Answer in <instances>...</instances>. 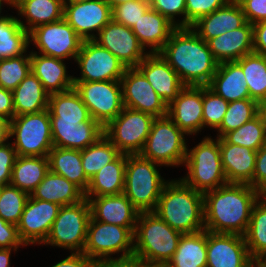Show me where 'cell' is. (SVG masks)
<instances>
[{"mask_svg": "<svg viewBox=\"0 0 266 267\" xmlns=\"http://www.w3.org/2000/svg\"><path fill=\"white\" fill-rule=\"evenodd\" d=\"M16 157L13 144L8 141L0 145V188L10 184Z\"/></svg>", "mask_w": 266, "mask_h": 267, "instance_id": "cell-50", "label": "cell"}, {"mask_svg": "<svg viewBox=\"0 0 266 267\" xmlns=\"http://www.w3.org/2000/svg\"><path fill=\"white\" fill-rule=\"evenodd\" d=\"M185 135L168 116L156 117L140 155L162 166L182 165L189 150Z\"/></svg>", "mask_w": 266, "mask_h": 267, "instance_id": "cell-8", "label": "cell"}, {"mask_svg": "<svg viewBox=\"0 0 266 267\" xmlns=\"http://www.w3.org/2000/svg\"><path fill=\"white\" fill-rule=\"evenodd\" d=\"M54 147L82 150L94 144L104 128L97 121L82 123H51Z\"/></svg>", "mask_w": 266, "mask_h": 267, "instance_id": "cell-27", "label": "cell"}, {"mask_svg": "<svg viewBox=\"0 0 266 267\" xmlns=\"http://www.w3.org/2000/svg\"><path fill=\"white\" fill-rule=\"evenodd\" d=\"M29 197V194L11 184L1 187L0 218L17 225Z\"/></svg>", "mask_w": 266, "mask_h": 267, "instance_id": "cell-44", "label": "cell"}, {"mask_svg": "<svg viewBox=\"0 0 266 267\" xmlns=\"http://www.w3.org/2000/svg\"><path fill=\"white\" fill-rule=\"evenodd\" d=\"M131 1H137V0H105V2L111 7H115L117 5L123 4V3H127V2H131Z\"/></svg>", "mask_w": 266, "mask_h": 267, "instance_id": "cell-62", "label": "cell"}, {"mask_svg": "<svg viewBox=\"0 0 266 267\" xmlns=\"http://www.w3.org/2000/svg\"><path fill=\"white\" fill-rule=\"evenodd\" d=\"M123 105L156 117L167 116L168 105L137 68H127L121 78Z\"/></svg>", "mask_w": 266, "mask_h": 267, "instance_id": "cell-15", "label": "cell"}, {"mask_svg": "<svg viewBox=\"0 0 266 267\" xmlns=\"http://www.w3.org/2000/svg\"><path fill=\"white\" fill-rule=\"evenodd\" d=\"M175 28L163 15L150 7L131 29L144 49L148 46L151 48L149 53H158Z\"/></svg>", "mask_w": 266, "mask_h": 267, "instance_id": "cell-29", "label": "cell"}, {"mask_svg": "<svg viewBox=\"0 0 266 267\" xmlns=\"http://www.w3.org/2000/svg\"><path fill=\"white\" fill-rule=\"evenodd\" d=\"M249 267H266V259H252Z\"/></svg>", "mask_w": 266, "mask_h": 267, "instance_id": "cell-61", "label": "cell"}, {"mask_svg": "<svg viewBox=\"0 0 266 267\" xmlns=\"http://www.w3.org/2000/svg\"><path fill=\"white\" fill-rule=\"evenodd\" d=\"M90 218L91 207L87 198L76 204L61 206L43 245L83 252Z\"/></svg>", "mask_w": 266, "mask_h": 267, "instance_id": "cell-10", "label": "cell"}, {"mask_svg": "<svg viewBox=\"0 0 266 267\" xmlns=\"http://www.w3.org/2000/svg\"><path fill=\"white\" fill-rule=\"evenodd\" d=\"M244 12L245 19L252 25L266 21V0H237Z\"/></svg>", "mask_w": 266, "mask_h": 267, "instance_id": "cell-51", "label": "cell"}, {"mask_svg": "<svg viewBox=\"0 0 266 267\" xmlns=\"http://www.w3.org/2000/svg\"><path fill=\"white\" fill-rule=\"evenodd\" d=\"M30 52L31 71L41 81L50 95L67 91L74 87V76L67 74L63 59Z\"/></svg>", "mask_w": 266, "mask_h": 267, "instance_id": "cell-26", "label": "cell"}, {"mask_svg": "<svg viewBox=\"0 0 266 267\" xmlns=\"http://www.w3.org/2000/svg\"><path fill=\"white\" fill-rule=\"evenodd\" d=\"M203 196L206 231L243 236L246 234L252 207L260 197L254 187L228 183L205 192Z\"/></svg>", "mask_w": 266, "mask_h": 267, "instance_id": "cell-1", "label": "cell"}, {"mask_svg": "<svg viewBox=\"0 0 266 267\" xmlns=\"http://www.w3.org/2000/svg\"><path fill=\"white\" fill-rule=\"evenodd\" d=\"M31 71L29 55H20L0 60V86L13 91Z\"/></svg>", "mask_w": 266, "mask_h": 267, "instance_id": "cell-45", "label": "cell"}, {"mask_svg": "<svg viewBox=\"0 0 266 267\" xmlns=\"http://www.w3.org/2000/svg\"><path fill=\"white\" fill-rule=\"evenodd\" d=\"M252 259H266V201L259 197L254 203L244 235Z\"/></svg>", "mask_w": 266, "mask_h": 267, "instance_id": "cell-39", "label": "cell"}, {"mask_svg": "<svg viewBox=\"0 0 266 267\" xmlns=\"http://www.w3.org/2000/svg\"><path fill=\"white\" fill-rule=\"evenodd\" d=\"M206 267H249L252 260L245 237L207 231Z\"/></svg>", "mask_w": 266, "mask_h": 267, "instance_id": "cell-19", "label": "cell"}, {"mask_svg": "<svg viewBox=\"0 0 266 267\" xmlns=\"http://www.w3.org/2000/svg\"><path fill=\"white\" fill-rule=\"evenodd\" d=\"M3 3H6V4L9 5L8 0H0V14H1V12H2V5H3ZM5 17H7V15H6V16H1V15H0V20L4 19Z\"/></svg>", "mask_w": 266, "mask_h": 267, "instance_id": "cell-64", "label": "cell"}, {"mask_svg": "<svg viewBox=\"0 0 266 267\" xmlns=\"http://www.w3.org/2000/svg\"><path fill=\"white\" fill-rule=\"evenodd\" d=\"M218 63L233 62L254 52L253 25L246 22L242 27L207 41Z\"/></svg>", "mask_w": 266, "mask_h": 267, "instance_id": "cell-25", "label": "cell"}, {"mask_svg": "<svg viewBox=\"0 0 266 267\" xmlns=\"http://www.w3.org/2000/svg\"><path fill=\"white\" fill-rule=\"evenodd\" d=\"M149 8V0L123 3L112 8V20L132 28Z\"/></svg>", "mask_w": 266, "mask_h": 267, "instance_id": "cell-47", "label": "cell"}, {"mask_svg": "<svg viewBox=\"0 0 266 267\" xmlns=\"http://www.w3.org/2000/svg\"><path fill=\"white\" fill-rule=\"evenodd\" d=\"M135 229L96 221L91 216L83 253L96 263L114 260L110 256L120 252L121 256L115 260L131 259L134 254Z\"/></svg>", "mask_w": 266, "mask_h": 267, "instance_id": "cell-7", "label": "cell"}, {"mask_svg": "<svg viewBox=\"0 0 266 267\" xmlns=\"http://www.w3.org/2000/svg\"><path fill=\"white\" fill-rule=\"evenodd\" d=\"M257 115L261 120L264 136L266 139V102L259 104Z\"/></svg>", "mask_w": 266, "mask_h": 267, "instance_id": "cell-60", "label": "cell"}, {"mask_svg": "<svg viewBox=\"0 0 266 267\" xmlns=\"http://www.w3.org/2000/svg\"><path fill=\"white\" fill-rule=\"evenodd\" d=\"M60 208L54 202L28 198L17 224L19 238L25 246L45 242Z\"/></svg>", "mask_w": 266, "mask_h": 267, "instance_id": "cell-16", "label": "cell"}, {"mask_svg": "<svg viewBox=\"0 0 266 267\" xmlns=\"http://www.w3.org/2000/svg\"><path fill=\"white\" fill-rule=\"evenodd\" d=\"M30 197L65 206L84 200L85 193L65 177L49 170Z\"/></svg>", "mask_w": 266, "mask_h": 267, "instance_id": "cell-31", "label": "cell"}, {"mask_svg": "<svg viewBox=\"0 0 266 267\" xmlns=\"http://www.w3.org/2000/svg\"><path fill=\"white\" fill-rule=\"evenodd\" d=\"M29 45V33L17 17L7 15L0 20V60L23 55Z\"/></svg>", "mask_w": 266, "mask_h": 267, "instance_id": "cell-38", "label": "cell"}, {"mask_svg": "<svg viewBox=\"0 0 266 267\" xmlns=\"http://www.w3.org/2000/svg\"><path fill=\"white\" fill-rule=\"evenodd\" d=\"M25 246L20 240L17 225L0 218V248H19Z\"/></svg>", "mask_w": 266, "mask_h": 267, "instance_id": "cell-53", "label": "cell"}, {"mask_svg": "<svg viewBox=\"0 0 266 267\" xmlns=\"http://www.w3.org/2000/svg\"><path fill=\"white\" fill-rule=\"evenodd\" d=\"M253 48L254 53L266 57V21L253 25Z\"/></svg>", "mask_w": 266, "mask_h": 267, "instance_id": "cell-55", "label": "cell"}, {"mask_svg": "<svg viewBox=\"0 0 266 267\" xmlns=\"http://www.w3.org/2000/svg\"><path fill=\"white\" fill-rule=\"evenodd\" d=\"M96 267H145V265L135 258L125 260H106L96 263Z\"/></svg>", "mask_w": 266, "mask_h": 267, "instance_id": "cell-57", "label": "cell"}, {"mask_svg": "<svg viewBox=\"0 0 266 267\" xmlns=\"http://www.w3.org/2000/svg\"><path fill=\"white\" fill-rule=\"evenodd\" d=\"M167 116L186 134L204 129L203 86L185 85L168 105Z\"/></svg>", "mask_w": 266, "mask_h": 267, "instance_id": "cell-20", "label": "cell"}, {"mask_svg": "<svg viewBox=\"0 0 266 267\" xmlns=\"http://www.w3.org/2000/svg\"><path fill=\"white\" fill-rule=\"evenodd\" d=\"M48 171V156H17L10 184L31 195Z\"/></svg>", "mask_w": 266, "mask_h": 267, "instance_id": "cell-35", "label": "cell"}, {"mask_svg": "<svg viewBox=\"0 0 266 267\" xmlns=\"http://www.w3.org/2000/svg\"><path fill=\"white\" fill-rule=\"evenodd\" d=\"M145 267H169L167 264L162 265H146Z\"/></svg>", "mask_w": 266, "mask_h": 267, "instance_id": "cell-66", "label": "cell"}, {"mask_svg": "<svg viewBox=\"0 0 266 267\" xmlns=\"http://www.w3.org/2000/svg\"><path fill=\"white\" fill-rule=\"evenodd\" d=\"M39 54L59 59L74 58L80 52L83 40L64 20L40 25L29 32Z\"/></svg>", "mask_w": 266, "mask_h": 267, "instance_id": "cell-13", "label": "cell"}, {"mask_svg": "<svg viewBox=\"0 0 266 267\" xmlns=\"http://www.w3.org/2000/svg\"><path fill=\"white\" fill-rule=\"evenodd\" d=\"M150 7L163 15L175 27H186V0H149ZM183 16L178 22L175 16Z\"/></svg>", "mask_w": 266, "mask_h": 267, "instance_id": "cell-48", "label": "cell"}, {"mask_svg": "<svg viewBox=\"0 0 266 267\" xmlns=\"http://www.w3.org/2000/svg\"><path fill=\"white\" fill-rule=\"evenodd\" d=\"M121 153L102 135L94 144L81 150L82 167L90 180L102 167L114 161Z\"/></svg>", "mask_w": 266, "mask_h": 267, "instance_id": "cell-41", "label": "cell"}, {"mask_svg": "<svg viewBox=\"0 0 266 267\" xmlns=\"http://www.w3.org/2000/svg\"><path fill=\"white\" fill-rule=\"evenodd\" d=\"M9 136H16L13 147L17 156H48L54 147L48 109L14 116L10 120Z\"/></svg>", "mask_w": 266, "mask_h": 267, "instance_id": "cell-9", "label": "cell"}, {"mask_svg": "<svg viewBox=\"0 0 266 267\" xmlns=\"http://www.w3.org/2000/svg\"><path fill=\"white\" fill-rule=\"evenodd\" d=\"M48 111L51 123L77 124L95 121L74 87L64 92L50 94Z\"/></svg>", "mask_w": 266, "mask_h": 267, "instance_id": "cell-30", "label": "cell"}, {"mask_svg": "<svg viewBox=\"0 0 266 267\" xmlns=\"http://www.w3.org/2000/svg\"><path fill=\"white\" fill-rule=\"evenodd\" d=\"M155 117L124 107L121 113L105 127L103 134L121 154H140Z\"/></svg>", "mask_w": 266, "mask_h": 267, "instance_id": "cell-11", "label": "cell"}, {"mask_svg": "<svg viewBox=\"0 0 266 267\" xmlns=\"http://www.w3.org/2000/svg\"><path fill=\"white\" fill-rule=\"evenodd\" d=\"M222 138L229 144L244 146L255 151L266 145L262 123L258 115L236 130L226 133Z\"/></svg>", "mask_w": 266, "mask_h": 267, "instance_id": "cell-43", "label": "cell"}, {"mask_svg": "<svg viewBox=\"0 0 266 267\" xmlns=\"http://www.w3.org/2000/svg\"><path fill=\"white\" fill-rule=\"evenodd\" d=\"M63 19L83 41L94 40L100 30L112 20V8L105 0L67 3L64 4Z\"/></svg>", "mask_w": 266, "mask_h": 267, "instance_id": "cell-17", "label": "cell"}, {"mask_svg": "<svg viewBox=\"0 0 266 267\" xmlns=\"http://www.w3.org/2000/svg\"><path fill=\"white\" fill-rule=\"evenodd\" d=\"M207 87L227 102L250 98L242 67L236 61L219 63Z\"/></svg>", "mask_w": 266, "mask_h": 267, "instance_id": "cell-28", "label": "cell"}, {"mask_svg": "<svg viewBox=\"0 0 266 267\" xmlns=\"http://www.w3.org/2000/svg\"><path fill=\"white\" fill-rule=\"evenodd\" d=\"M182 233L171 228L155 212L139 213L134 232L133 258L146 265L167 264Z\"/></svg>", "mask_w": 266, "mask_h": 267, "instance_id": "cell-4", "label": "cell"}, {"mask_svg": "<svg viewBox=\"0 0 266 267\" xmlns=\"http://www.w3.org/2000/svg\"><path fill=\"white\" fill-rule=\"evenodd\" d=\"M49 170L65 177L84 193L90 180L86 177L81 161V150L53 147L48 153Z\"/></svg>", "mask_w": 266, "mask_h": 267, "instance_id": "cell-34", "label": "cell"}, {"mask_svg": "<svg viewBox=\"0 0 266 267\" xmlns=\"http://www.w3.org/2000/svg\"><path fill=\"white\" fill-rule=\"evenodd\" d=\"M259 103L251 98L229 102L220 127L217 129V138L236 130L246 122L257 116Z\"/></svg>", "mask_w": 266, "mask_h": 267, "instance_id": "cell-42", "label": "cell"}, {"mask_svg": "<svg viewBox=\"0 0 266 267\" xmlns=\"http://www.w3.org/2000/svg\"><path fill=\"white\" fill-rule=\"evenodd\" d=\"M74 89L88 108L91 117L103 128L124 108L120 80L74 81Z\"/></svg>", "mask_w": 266, "mask_h": 267, "instance_id": "cell-12", "label": "cell"}, {"mask_svg": "<svg viewBox=\"0 0 266 267\" xmlns=\"http://www.w3.org/2000/svg\"><path fill=\"white\" fill-rule=\"evenodd\" d=\"M207 231L182 234L169 267H206Z\"/></svg>", "mask_w": 266, "mask_h": 267, "instance_id": "cell-36", "label": "cell"}, {"mask_svg": "<svg viewBox=\"0 0 266 267\" xmlns=\"http://www.w3.org/2000/svg\"><path fill=\"white\" fill-rule=\"evenodd\" d=\"M84 1H89V0H63V3L67 4L72 2H84Z\"/></svg>", "mask_w": 266, "mask_h": 267, "instance_id": "cell-65", "label": "cell"}, {"mask_svg": "<svg viewBox=\"0 0 266 267\" xmlns=\"http://www.w3.org/2000/svg\"><path fill=\"white\" fill-rule=\"evenodd\" d=\"M155 92L169 105L185 86L159 53H149L136 67Z\"/></svg>", "mask_w": 266, "mask_h": 267, "instance_id": "cell-21", "label": "cell"}, {"mask_svg": "<svg viewBox=\"0 0 266 267\" xmlns=\"http://www.w3.org/2000/svg\"><path fill=\"white\" fill-rule=\"evenodd\" d=\"M159 163L143 158L140 154L126 155L124 194L141 212H154L164 185Z\"/></svg>", "mask_w": 266, "mask_h": 267, "instance_id": "cell-5", "label": "cell"}, {"mask_svg": "<svg viewBox=\"0 0 266 267\" xmlns=\"http://www.w3.org/2000/svg\"><path fill=\"white\" fill-rule=\"evenodd\" d=\"M12 96L15 116L39 113L48 109L49 94L32 71L12 91Z\"/></svg>", "mask_w": 266, "mask_h": 267, "instance_id": "cell-33", "label": "cell"}, {"mask_svg": "<svg viewBox=\"0 0 266 267\" xmlns=\"http://www.w3.org/2000/svg\"><path fill=\"white\" fill-rule=\"evenodd\" d=\"M25 0H8L9 2V6H11L12 8L15 7V9Z\"/></svg>", "mask_w": 266, "mask_h": 267, "instance_id": "cell-63", "label": "cell"}, {"mask_svg": "<svg viewBox=\"0 0 266 267\" xmlns=\"http://www.w3.org/2000/svg\"><path fill=\"white\" fill-rule=\"evenodd\" d=\"M187 175L180 178L196 191L205 193L228 184L222 166L219 138L205 137L195 147L187 150L184 162Z\"/></svg>", "mask_w": 266, "mask_h": 267, "instance_id": "cell-6", "label": "cell"}, {"mask_svg": "<svg viewBox=\"0 0 266 267\" xmlns=\"http://www.w3.org/2000/svg\"><path fill=\"white\" fill-rule=\"evenodd\" d=\"M219 147L228 183L249 184L253 187L257 151L229 144L223 138H219Z\"/></svg>", "mask_w": 266, "mask_h": 267, "instance_id": "cell-24", "label": "cell"}, {"mask_svg": "<svg viewBox=\"0 0 266 267\" xmlns=\"http://www.w3.org/2000/svg\"><path fill=\"white\" fill-rule=\"evenodd\" d=\"M18 15L25 16L26 23L19 19L21 26L29 33L34 28L63 19V0H25L17 8Z\"/></svg>", "mask_w": 266, "mask_h": 267, "instance_id": "cell-37", "label": "cell"}, {"mask_svg": "<svg viewBox=\"0 0 266 267\" xmlns=\"http://www.w3.org/2000/svg\"><path fill=\"white\" fill-rule=\"evenodd\" d=\"M18 248H0V267H10L11 251H17Z\"/></svg>", "mask_w": 266, "mask_h": 267, "instance_id": "cell-59", "label": "cell"}, {"mask_svg": "<svg viewBox=\"0 0 266 267\" xmlns=\"http://www.w3.org/2000/svg\"><path fill=\"white\" fill-rule=\"evenodd\" d=\"M230 0H186V27H191L200 17L211 14Z\"/></svg>", "mask_w": 266, "mask_h": 267, "instance_id": "cell-49", "label": "cell"}, {"mask_svg": "<svg viewBox=\"0 0 266 267\" xmlns=\"http://www.w3.org/2000/svg\"><path fill=\"white\" fill-rule=\"evenodd\" d=\"M101 47L109 50L126 68H136L149 54L132 29L111 20L94 39Z\"/></svg>", "mask_w": 266, "mask_h": 267, "instance_id": "cell-18", "label": "cell"}, {"mask_svg": "<svg viewBox=\"0 0 266 267\" xmlns=\"http://www.w3.org/2000/svg\"><path fill=\"white\" fill-rule=\"evenodd\" d=\"M229 102L203 86V124L204 127L218 129L223 121Z\"/></svg>", "mask_w": 266, "mask_h": 267, "instance_id": "cell-46", "label": "cell"}, {"mask_svg": "<svg viewBox=\"0 0 266 267\" xmlns=\"http://www.w3.org/2000/svg\"><path fill=\"white\" fill-rule=\"evenodd\" d=\"M253 187L260 196L266 193V145L257 150Z\"/></svg>", "mask_w": 266, "mask_h": 267, "instance_id": "cell-52", "label": "cell"}, {"mask_svg": "<svg viewBox=\"0 0 266 267\" xmlns=\"http://www.w3.org/2000/svg\"><path fill=\"white\" fill-rule=\"evenodd\" d=\"M261 197L266 201V193H263Z\"/></svg>", "mask_w": 266, "mask_h": 267, "instance_id": "cell-67", "label": "cell"}, {"mask_svg": "<svg viewBox=\"0 0 266 267\" xmlns=\"http://www.w3.org/2000/svg\"><path fill=\"white\" fill-rule=\"evenodd\" d=\"M85 198L89 200L91 216L96 221L126 228H136L140 212L133 206L124 193Z\"/></svg>", "mask_w": 266, "mask_h": 267, "instance_id": "cell-22", "label": "cell"}, {"mask_svg": "<svg viewBox=\"0 0 266 267\" xmlns=\"http://www.w3.org/2000/svg\"><path fill=\"white\" fill-rule=\"evenodd\" d=\"M75 61L81 69V76L74 77V81L121 80L127 69L117 57L94 40L83 41Z\"/></svg>", "mask_w": 266, "mask_h": 267, "instance_id": "cell-14", "label": "cell"}, {"mask_svg": "<svg viewBox=\"0 0 266 267\" xmlns=\"http://www.w3.org/2000/svg\"><path fill=\"white\" fill-rule=\"evenodd\" d=\"M126 154L102 167L91 179L85 197L119 195L124 192Z\"/></svg>", "mask_w": 266, "mask_h": 267, "instance_id": "cell-32", "label": "cell"}, {"mask_svg": "<svg viewBox=\"0 0 266 267\" xmlns=\"http://www.w3.org/2000/svg\"><path fill=\"white\" fill-rule=\"evenodd\" d=\"M236 62L242 67L250 98L259 104L266 102V57L253 52Z\"/></svg>", "mask_w": 266, "mask_h": 267, "instance_id": "cell-40", "label": "cell"}, {"mask_svg": "<svg viewBox=\"0 0 266 267\" xmlns=\"http://www.w3.org/2000/svg\"><path fill=\"white\" fill-rule=\"evenodd\" d=\"M0 116L12 120L15 116L12 91L0 86Z\"/></svg>", "mask_w": 266, "mask_h": 267, "instance_id": "cell-56", "label": "cell"}, {"mask_svg": "<svg viewBox=\"0 0 266 267\" xmlns=\"http://www.w3.org/2000/svg\"><path fill=\"white\" fill-rule=\"evenodd\" d=\"M246 22L240 3L237 0H230L211 14L200 17L191 28L207 42L227 31L242 27Z\"/></svg>", "mask_w": 266, "mask_h": 267, "instance_id": "cell-23", "label": "cell"}, {"mask_svg": "<svg viewBox=\"0 0 266 267\" xmlns=\"http://www.w3.org/2000/svg\"><path fill=\"white\" fill-rule=\"evenodd\" d=\"M52 267H96V262L83 252H72L71 255Z\"/></svg>", "mask_w": 266, "mask_h": 267, "instance_id": "cell-54", "label": "cell"}, {"mask_svg": "<svg viewBox=\"0 0 266 267\" xmlns=\"http://www.w3.org/2000/svg\"><path fill=\"white\" fill-rule=\"evenodd\" d=\"M154 212L182 234L205 229L203 193L189 187L181 179L168 180Z\"/></svg>", "mask_w": 266, "mask_h": 267, "instance_id": "cell-3", "label": "cell"}, {"mask_svg": "<svg viewBox=\"0 0 266 267\" xmlns=\"http://www.w3.org/2000/svg\"><path fill=\"white\" fill-rule=\"evenodd\" d=\"M10 120L0 116V145L6 143L10 136Z\"/></svg>", "mask_w": 266, "mask_h": 267, "instance_id": "cell-58", "label": "cell"}, {"mask_svg": "<svg viewBox=\"0 0 266 267\" xmlns=\"http://www.w3.org/2000/svg\"><path fill=\"white\" fill-rule=\"evenodd\" d=\"M158 53L184 85L207 86L219 64L207 42L191 27H176Z\"/></svg>", "mask_w": 266, "mask_h": 267, "instance_id": "cell-2", "label": "cell"}]
</instances>
